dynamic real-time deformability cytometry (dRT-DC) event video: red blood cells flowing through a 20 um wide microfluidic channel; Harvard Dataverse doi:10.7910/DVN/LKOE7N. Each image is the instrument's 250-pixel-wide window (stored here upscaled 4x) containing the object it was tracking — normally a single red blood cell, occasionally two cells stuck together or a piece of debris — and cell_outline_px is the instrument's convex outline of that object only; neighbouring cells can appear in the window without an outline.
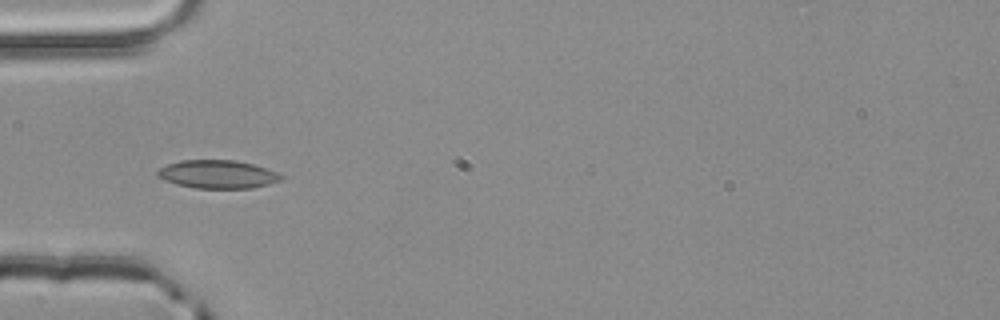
{"species": "common noctule bat (a hibernating species)", "species_latin": "Nyctalus noctula", "temperature_condition": "room temperature", "stored_images_in_passage": 5, "camera_frame_rate_fps": 3000, "um_per_image_px": 0.085, "animal": {"sex": "male", "body_mass_g": 20.4}, "frame": {"image": 1, "passage_image": 4, "time_ms": 1.0, "image_size_px": [1000, 320], "cell_outline_px": [[284, 176], [280, 180], [268, 184], [252, 188], [196, 188], [176, 184], [164, 180], [156, 176], [156, 172], [160, 168], [168, 164], [180, 160], [236, 160], [252, 164], [276, 172]], "centroid_in_image_um": [18.46, 14.81], "position_along_channel_um": 66.5, "area_um2": 20.23}}
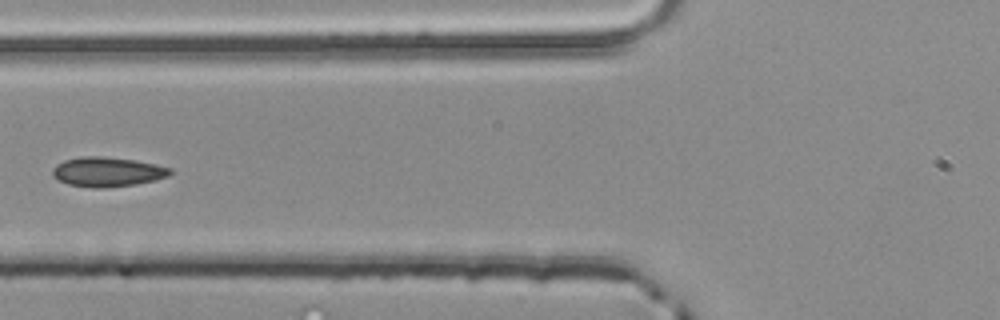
{"frame": {"image": 2, "passage_image": 5, "time_ms": 1.333, "image_size_px": [1000, 320], "cell_outline_px": [[172, 172], [168, 176], [156, 180], [136, 184], [104, 188], [92, 188], [68, 184], [52, 176], [52, 168], [56, 164], [64, 160], [80, 156], [100, 156], [136, 160], [156, 164], [172, 168]], "centroid_in_image_um": [9.13, 14.6], "position_along_channel_um": 116.7, "area_um2": 20.46}}